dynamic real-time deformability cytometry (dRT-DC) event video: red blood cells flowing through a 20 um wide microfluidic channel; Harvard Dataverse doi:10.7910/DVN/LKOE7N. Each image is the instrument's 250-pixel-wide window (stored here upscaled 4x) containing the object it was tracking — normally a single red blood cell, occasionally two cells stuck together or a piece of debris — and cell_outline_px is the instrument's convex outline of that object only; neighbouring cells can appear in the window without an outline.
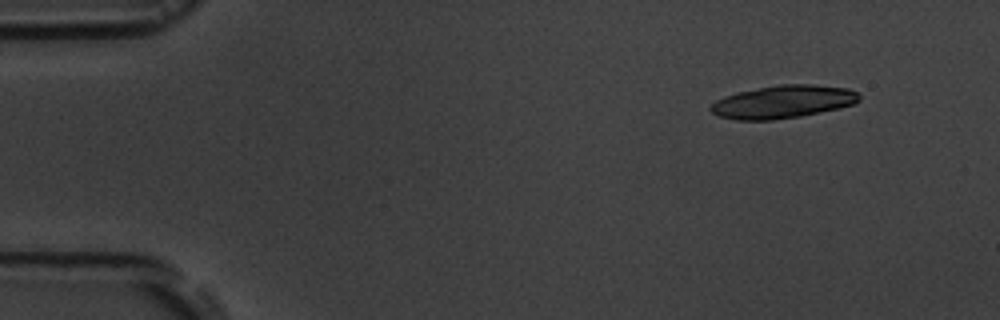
{"species": "common noctule bat (a hibernating species)", "species_latin": "Nyctalus noctula", "temperature_condition": "room temperature", "stored_images_in_passage": 4, "camera_frame_rate_fps": 3000, "um_per_image_px": 0.085, "animal": {"sex": "male", "body_mass_g": 19.5, "forearm_length_mm": 54.6}, "frame": {"image": 1, "passage_image": 1, "time_ms": 0.0, "image_size_px": [1000, 320], "cell_outline_px": [[860, 100], [852, 104], [840, 108], [800, 116], [772, 120], [736, 120], [720, 116], [712, 112], [708, 108], [716, 100], [724, 96], [736, 92], [780, 84], [812, 84], [848, 88], [856, 92], [860, 96]], "centroid_in_image_um": [66.54, 8.65], "position_along_channel_um": 18.5, "area_um2": 28.44}}